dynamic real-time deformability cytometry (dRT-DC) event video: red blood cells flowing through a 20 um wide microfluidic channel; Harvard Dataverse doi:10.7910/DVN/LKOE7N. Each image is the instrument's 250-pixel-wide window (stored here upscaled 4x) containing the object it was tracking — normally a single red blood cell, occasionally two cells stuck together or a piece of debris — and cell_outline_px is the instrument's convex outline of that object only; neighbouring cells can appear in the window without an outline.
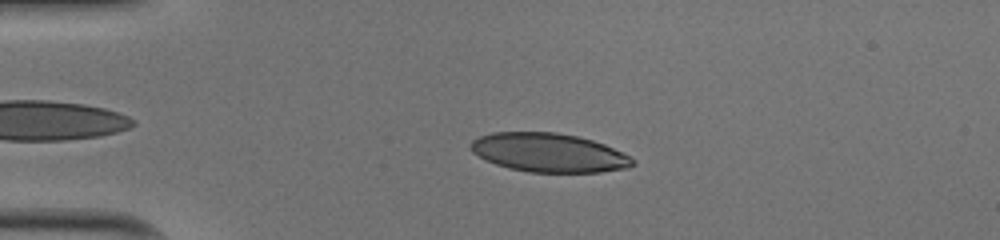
{"species": "human", "species_latin": "Homo sapiens", "temperature_condition": "cold", "stored_images_in_passage": 43, "camera_frame_rate_fps": 3000, "um_per_image_px": 0.085, "donor": {"sex": "male"}, "frame": {"image": 1, "passage_image": 10, "time_ms": 3.0, "image_size_px": [1000, 240], "cell_outline_px": [[636, 164], [628, 168], [600, 172], [528, 172], [508, 168], [496, 164], [472, 152], [472, 140], [480, 136], [492, 132], [556, 132], [576, 136], [592, 140], [604, 144], [636, 160]], "centroid_in_image_um": [46.67, 12.98], "position_along_channel_um": 38.3, "area_um2": 36.41}}
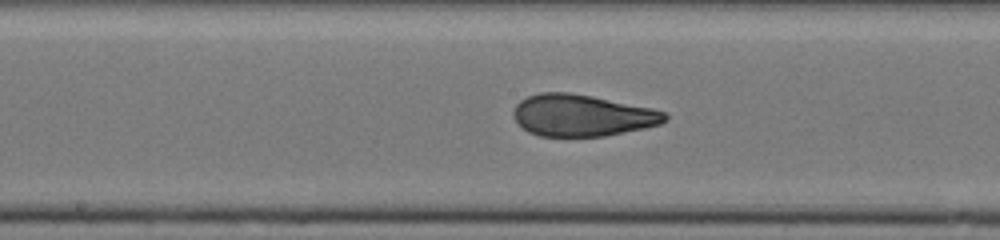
{"frame": {"image": 2, "passage_image": 25, "time_ms": 8.0, "image_size_px": [1000, 240], "cell_outline_px": [[668, 120], [660, 124], [644, 128], [604, 136], [540, 136], [528, 132], [512, 116], [512, 112], [516, 104], [520, 100], [528, 96], [540, 92], [568, 92], [592, 96], [652, 108], [664, 112], [668, 116]], "centroid_in_image_um": [49.46, 9.8], "position_along_channel_um": 198.7, "area_um2": 36.76}}
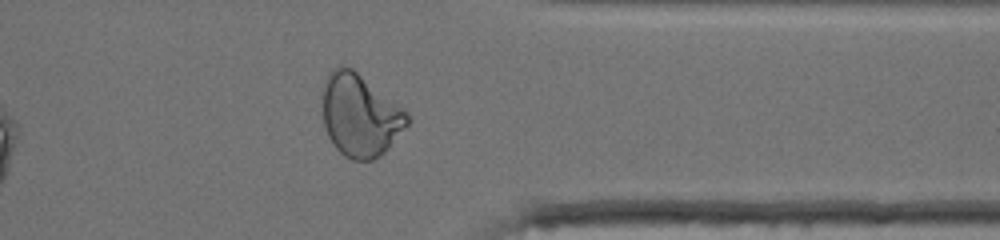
{"frame": {"image": 3, "passage_image": 39, "time_ms": 12.667, "image_size_px": [1000, 240], "cell_outline_px": [[412, 120], [388, 148], [380, 156], [372, 160], [352, 160], [344, 156], [336, 148], [328, 136], [324, 124], [324, 80], [328, 72], [332, 68], [340, 64], [344, 64], [352, 68], [404, 108], [408, 112]], "centroid_in_image_um": [30.63, 9.78], "position_along_channel_um": 380.8, "area_um2": 40.86}, "authors_computed_cell_mechanics": {"area_um2": 36.7608, "velocity_mm_per_s": 4.0295, "shape_relaxation_time_tau1_ms": null, "shape_relaxation_time_tau2_ms": 0.8718, "deformation_change_tau1": null, "deformation_change_tau2": 0.0703}}